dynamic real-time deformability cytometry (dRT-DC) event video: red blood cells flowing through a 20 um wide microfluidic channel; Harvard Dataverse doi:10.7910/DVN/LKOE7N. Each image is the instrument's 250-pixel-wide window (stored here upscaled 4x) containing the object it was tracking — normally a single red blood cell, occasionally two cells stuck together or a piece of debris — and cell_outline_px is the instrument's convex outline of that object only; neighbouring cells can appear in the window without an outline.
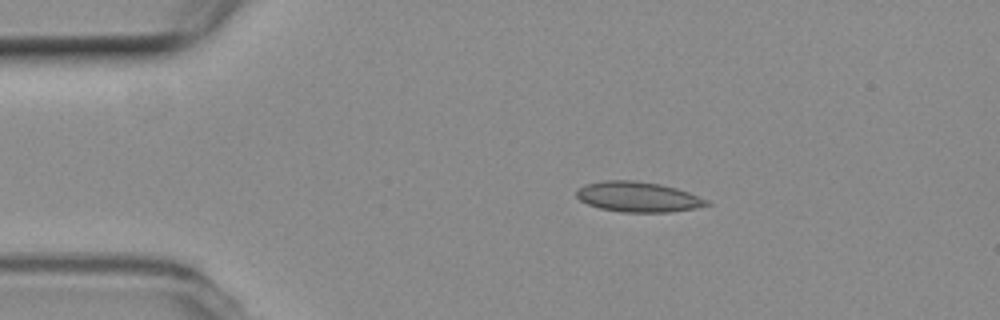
{"species": "common noctule bat (a hibernating species)", "species_latin": "Nyctalus noctula", "temperature_condition": "room temperature", "stored_images_in_passage": 11, "camera_frame_rate_fps": 3000, "um_per_image_px": 0.085, "animal": {"sex": "female", "body_mass_g": 19.3, "forearm_length_mm": 54.1}, "frame": {"image": 1, "passage_image": 1, "time_ms": 0.0, "image_size_px": [1000, 320], "cell_outline_px": [[712, 204], [696, 208], [668, 212], [624, 212], [600, 208], [588, 204], [580, 200], [576, 196], [576, 188], [584, 184], [604, 180], [636, 180], [660, 184], [676, 188], [688, 192], [708, 200]], "centroid_in_image_um": [54.21, 16.72], "position_along_channel_um": 30.8, "area_um2": 23.0}}
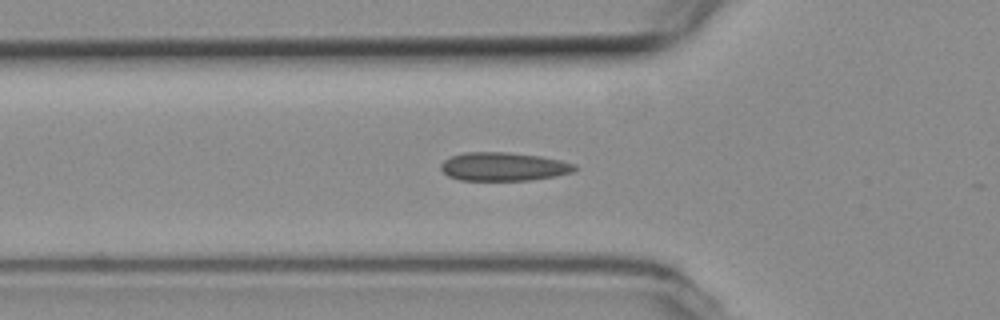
{"frame": {"image": 2, "passage_image": 9, "time_ms": 2.667, "image_size_px": [1000, 320], "cell_outline_px": [[576, 168], [572, 172], [556, 176], [532, 180], [460, 180], [448, 176], [440, 168], [440, 164], [444, 160], [452, 156], [464, 152], [508, 152], [540, 156], [560, 160], [576, 164]], "centroid_in_image_um": [42.79, 14.16], "position_along_channel_um": 83.0, "area_um2": 22.25}}